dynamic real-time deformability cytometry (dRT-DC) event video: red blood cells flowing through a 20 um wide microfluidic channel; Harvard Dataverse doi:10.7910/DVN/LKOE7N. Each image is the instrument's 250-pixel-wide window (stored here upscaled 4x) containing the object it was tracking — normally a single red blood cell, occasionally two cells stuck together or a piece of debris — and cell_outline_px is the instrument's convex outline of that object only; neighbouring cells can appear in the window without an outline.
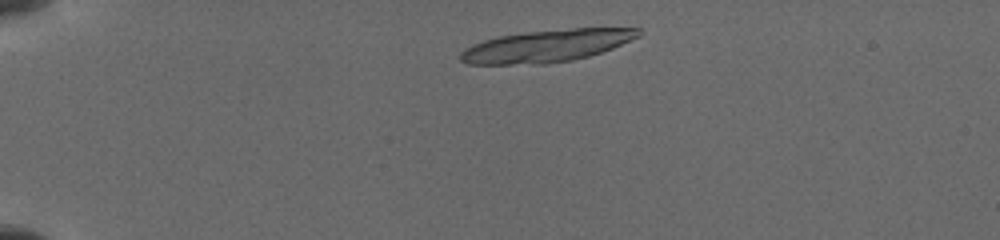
{"species": "common noctule bat (a hibernating species)", "species_latin": "Nyctalus noctula", "temperature_condition": "cold", "stored_images_in_passage": 9, "camera_frame_rate_fps": 3000, "um_per_image_px": 0.085, "animal": {"sex": "female", "body_mass_g": 19.5, "forearm_length_mm": 54.1}, "frame": {"image": 1, "passage_image": 2, "time_ms": 0.667, "image_size_px": [1000, 240], "cell_outline_px": [[644, 32], [640, 36], [612, 48], [588, 56], [572, 60], [544, 64], [468, 64], [460, 60], [460, 52], [464, 48], [472, 44], [484, 40], [500, 36], [524, 32], [572, 28], [640, 28]], "centroid_in_image_um": [46.47, 3.89], "position_along_channel_um": 38.5, "area_um2": 33.41}}